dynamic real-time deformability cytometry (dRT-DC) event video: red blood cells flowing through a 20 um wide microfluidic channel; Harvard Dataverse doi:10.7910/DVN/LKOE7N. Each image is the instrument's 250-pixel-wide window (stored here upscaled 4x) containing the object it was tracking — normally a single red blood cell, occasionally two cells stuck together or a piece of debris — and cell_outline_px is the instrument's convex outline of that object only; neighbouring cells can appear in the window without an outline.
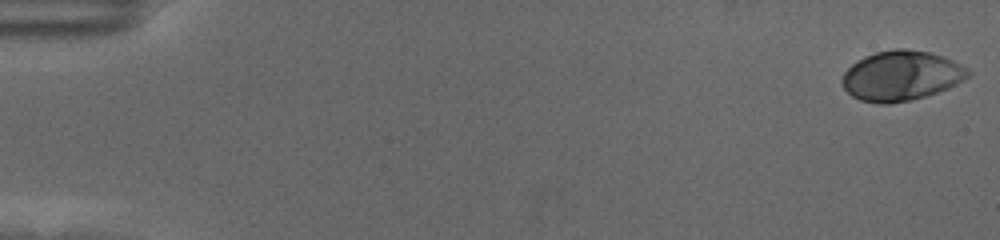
{"species": "human", "species_latin": "Homo sapiens", "temperature_condition": "cold", "stored_images_in_passage": 58, "camera_frame_rate_fps": 3000, "um_per_image_px": 0.085, "donor": {"sex": "female"}, "frame": {"image": 1, "passage_image": 1, "time_ms": 0.0, "image_size_px": [1000, 240], "cell_outline_px": [[972, 72], [968, 76], [956, 84], [948, 88], [924, 96], [908, 100], [888, 104], [880, 104], [860, 100], [852, 96], [844, 88], [840, 80], [844, 72], [852, 64], [864, 56], [876, 52], [896, 48], [904, 48], [928, 52], [952, 60], [968, 68]], "centroid_in_image_um": [76.57, 6.43], "position_along_channel_um": 8.4, "area_um2": 36.41}}
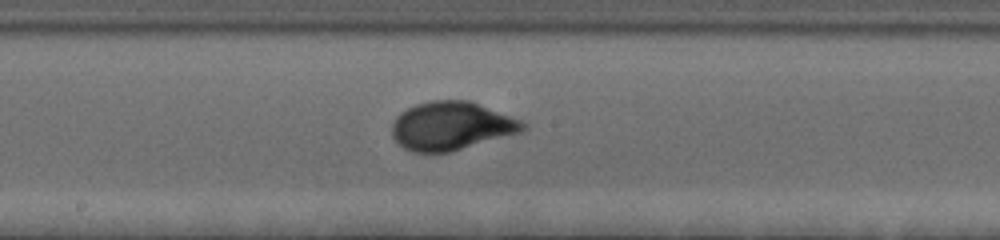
{"frame": {"image": 2, "passage_image": 32, "time_ms": 10.333, "image_size_px": [1000, 240], "cell_outline_px": [[528, 124], [520, 132], [452, 152], [412, 152], [404, 148], [392, 136], [392, 124], [396, 116], [400, 112], [416, 104], [432, 100], [468, 100], [520, 120]], "centroid_in_image_um": [38.33, 10.71], "position_along_channel_um": 209.9, "area_um2": 36.65}}
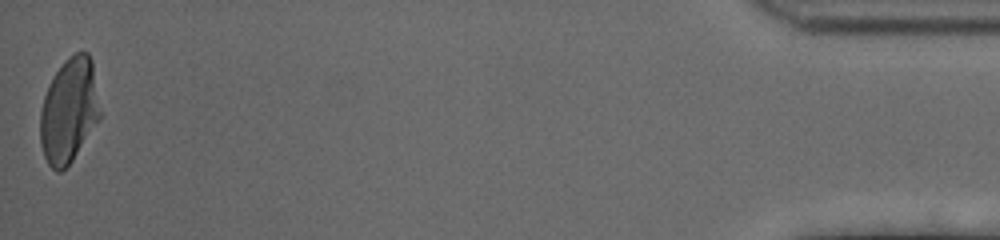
{"frame": {"image": 3, "passage_image": 58, "time_ms": 19.0, "image_size_px": [1000, 240], "cell_outline_px": [[100, 120], [72, 160], [60, 172], [56, 172], [48, 164], [44, 156], [40, 144], [40, 112], [44, 96], [48, 84], [52, 76], [64, 60], [68, 56], [76, 52], [88, 52], [92, 60], [100, 112]], "centroid_in_image_um": [5.85, 9.39], "position_along_channel_um": 429.3, "area_um2": 36.65}, "authors_computed_cell_mechanics": {"area_um2": 35.6048, "velocity_mm_per_s": 3.5133, "shape_relaxation_time_tau1_ms": 3.4669, "shape_relaxation_time_tau2_ms": null, "deformation_change_tau1": 0.172, "deformation_change_tau2": null}}